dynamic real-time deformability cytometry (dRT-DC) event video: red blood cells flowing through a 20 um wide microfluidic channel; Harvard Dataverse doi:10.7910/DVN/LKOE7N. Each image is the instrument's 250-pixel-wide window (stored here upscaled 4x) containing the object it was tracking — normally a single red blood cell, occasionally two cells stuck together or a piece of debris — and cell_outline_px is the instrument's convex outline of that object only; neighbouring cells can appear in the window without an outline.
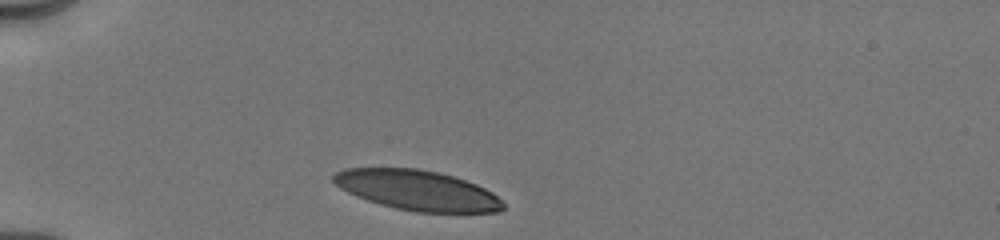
{"species": "human", "species_latin": "Homo sapiens", "temperature_condition": "cold", "stored_images_in_passage": 5, "camera_frame_rate_fps": 3000, "um_per_image_px": 0.085, "donor": {"sex": "male"}, "frame": {"image": 1, "passage_image": 1, "time_ms": 0.0, "image_size_px": [1000, 240], "cell_outline_px": [[504, 208], [500, 212], [416, 212], [396, 208], [380, 204], [356, 196], [340, 188], [332, 180], [332, 176], [336, 172], [344, 168], [420, 168], [440, 172], [476, 184], [492, 192], [504, 204]], "centroid_in_image_um": [35.46, 16.16], "position_along_channel_um": 49.5, "area_um2": 39.54}}
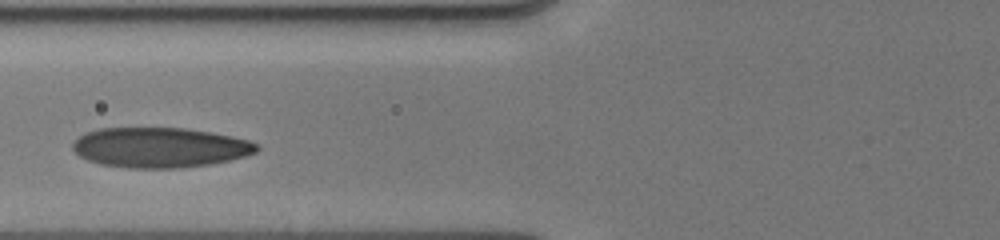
{"frame": {"image": 2, "passage_image": 4, "time_ms": 2.333, "image_size_px": [1000, 240], "cell_outline_px": [[260, 148], [256, 152], [244, 156], [212, 164], [180, 168], [128, 168], [100, 164], [88, 160], [80, 156], [72, 148], [72, 144], [84, 132], [100, 128], [184, 128], [212, 132], [252, 140], [260, 144]], "centroid_in_image_um": [13.62, 12.53], "position_along_channel_um": 112.2, "area_um2": 43.23}}